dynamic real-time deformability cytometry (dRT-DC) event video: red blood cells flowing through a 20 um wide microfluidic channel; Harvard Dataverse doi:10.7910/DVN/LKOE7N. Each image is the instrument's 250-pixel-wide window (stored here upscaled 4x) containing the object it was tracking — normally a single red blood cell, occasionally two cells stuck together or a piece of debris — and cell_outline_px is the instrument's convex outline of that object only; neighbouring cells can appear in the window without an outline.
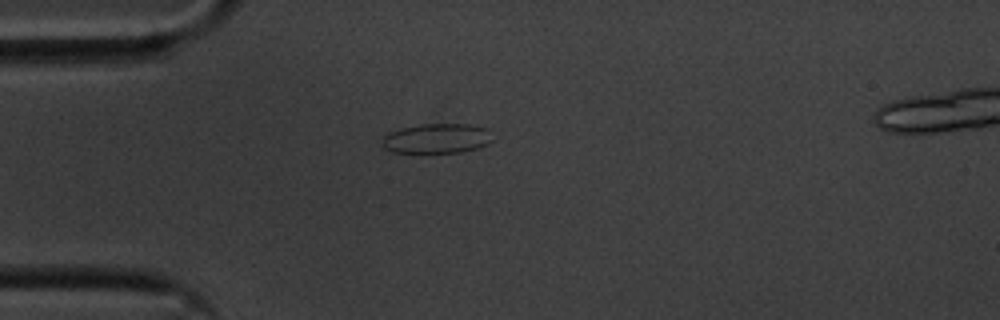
{"species": "common noctule bat (a hibernating species)", "species_latin": "Nyctalus noctula", "temperature_condition": "cold", "stored_images_in_passage": 43, "segment_of_instrument_passage": [1, 2], "camera_frame_rate_fps": 3000, "um_per_image_px": 0.085, "animal": {"sex": "male", "body_mass_g": 20.1, "forearm_length_mm": 53.5}, "frame": {"image": 1, "passage_image": 1, "time_ms": 0.0, "image_size_px": [1000, 320], "cell_outline_px": [[492, 140], [488, 144], [476, 148], [460, 152], [392, 152], [384, 148], [384, 136], [388, 132], [400, 128], [420, 124], [468, 124], [488, 128]], "centroid_in_image_um": [37.14, 11.75], "position_along_channel_um": 47.9, "area_um2": 19.02}}
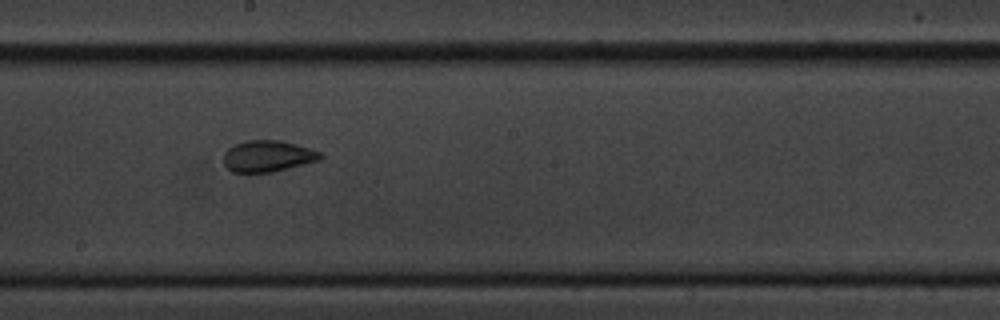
{"frame": {"image": 2, "passage_image": 17, "time_ms": 5.333, "image_size_px": [1000, 320], "cell_outline_px": [[324, 156], [320, 160], [272, 172], [232, 172], [224, 164], [224, 152], [228, 148], [236, 144], [248, 140], [280, 140], [296, 144], [320, 152]], "centroid_in_image_um": [22.76, 13.27], "position_along_channel_um": 225.4, "area_um2": 17.57}}
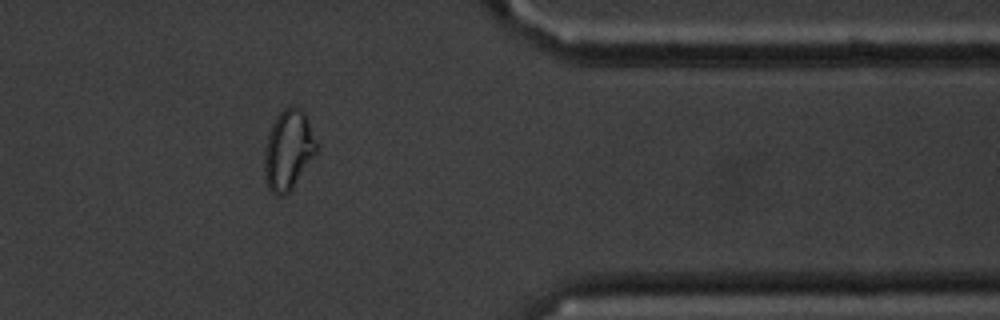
{"frame": {"image": 3, "passage_image": 32, "time_ms": 10.333, "image_size_px": [1000, 320], "cell_outline_px": [[320, 148], [292, 188], [288, 192], [280, 196], [276, 196], [268, 188], [264, 176], [264, 152], [268, 132], [276, 116], [284, 108], [292, 104], [300, 108], [304, 112], [308, 120]], "centroid_in_image_um": [24.51, 12.73], "position_along_channel_um": 386.9, "area_um2": 24.57}}